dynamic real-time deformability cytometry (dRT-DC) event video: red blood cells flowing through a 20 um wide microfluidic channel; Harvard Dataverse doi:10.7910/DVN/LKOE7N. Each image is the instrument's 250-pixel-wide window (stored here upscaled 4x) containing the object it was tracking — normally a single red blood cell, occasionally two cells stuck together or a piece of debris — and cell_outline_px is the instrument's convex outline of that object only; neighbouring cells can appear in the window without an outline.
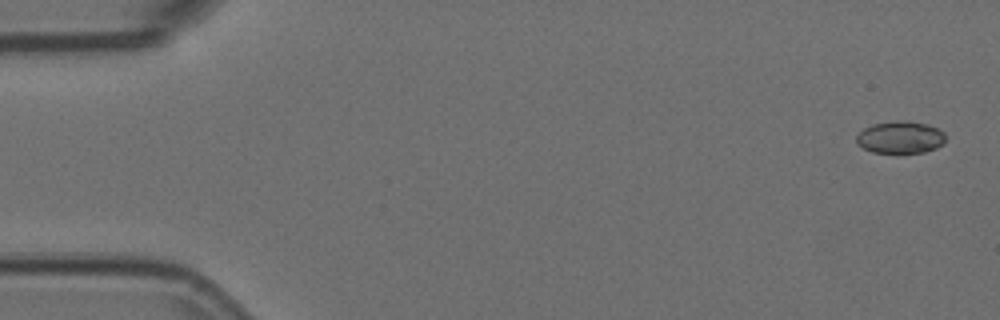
{"species": "Egyptian fruit bat (a non-hibernating species)", "species_latin": "Rousettus aegyptiacus", "temperature_condition": "room temperature", "stored_images_in_passage": 5, "camera_frame_rate_fps": 3000, "um_per_image_px": 0.085, "animal": {"sex": "female"}, "frame": {"image": 1, "passage_image": 1, "time_ms": 0.0, "image_size_px": [1000, 320], "cell_outline_px": [[944, 144], [936, 148], [924, 152], [872, 152], [856, 144], [856, 136], [864, 128], [872, 124], [900, 120], [904, 120], [928, 124], [944, 132]], "centroid_in_image_um": [76.52, 11.66], "position_along_channel_um": 8.5, "area_um2": 16.65}}
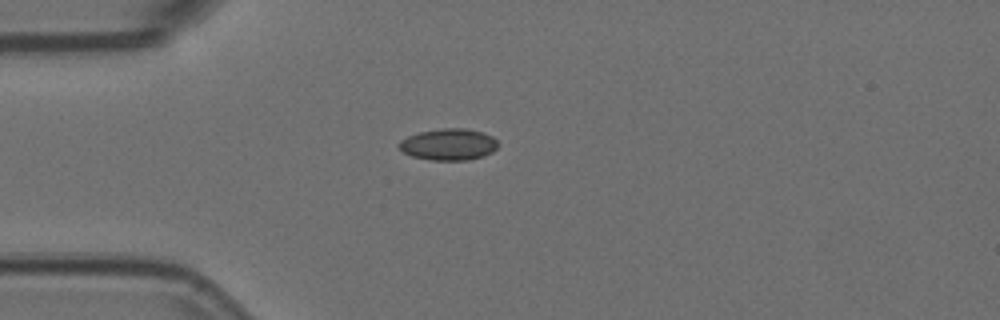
{"frame": {"image": 2, "passage_image": 5, "time_ms": 1.333, "image_size_px": [1000, 320], "cell_outline_px": [[500, 144], [492, 152], [484, 156], [468, 160], [432, 160], [412, 156], [404, 152], [396, 144], [400, 140], [408, 136], [420, 132], [440, 128], [468, 128], [484, 132], [492, 136]], "centroid_in_image_um": [38.16, 12.26], "position_along_channel_um": 46.8, "area_um2": 18.38}}